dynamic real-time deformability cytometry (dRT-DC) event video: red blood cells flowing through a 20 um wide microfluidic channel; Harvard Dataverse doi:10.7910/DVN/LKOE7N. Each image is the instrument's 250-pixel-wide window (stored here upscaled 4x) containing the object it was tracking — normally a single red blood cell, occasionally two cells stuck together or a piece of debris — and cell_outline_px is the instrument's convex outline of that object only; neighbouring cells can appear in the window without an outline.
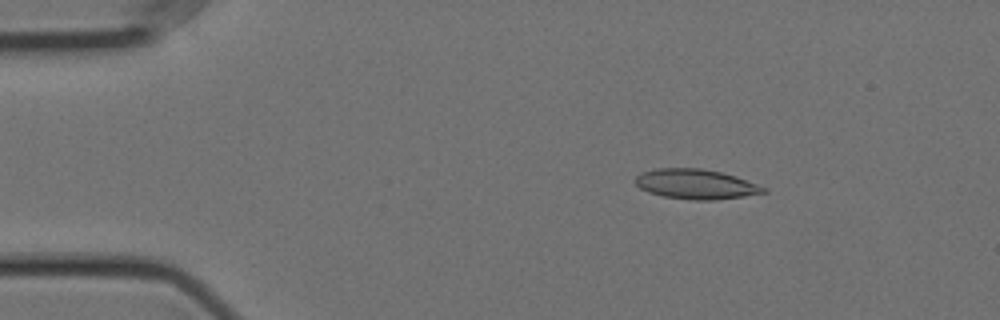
{"species": "Egyptian fruit bat (a non-hibernating species)", "species_latin": "Rousettus aegyptiacus", "temperature_condition": "cold", "stored_images_in_passage": 55, "camera_frame_rate_fps": 3000, "um_per_image_px": 0.085, "animal": {"sex": "female"}, "frame": {"image": 1, "passage_image": 7, "time_ms": 2.0, "image_size_px": [1000, 320], "cell_outline_px": [[768, 192], [744, 196], [716, 200], [692, 200], [664, 196], [648, 192], [640, 188], [632, 180], [640, 172], [656, 168], [700, 168], [720, 172], [736, 176], [768, 188]], "centroid_in_image_um": [59.13, 15.65], "position_along_channel_um": 25.9, "area_um2": 22.48}}
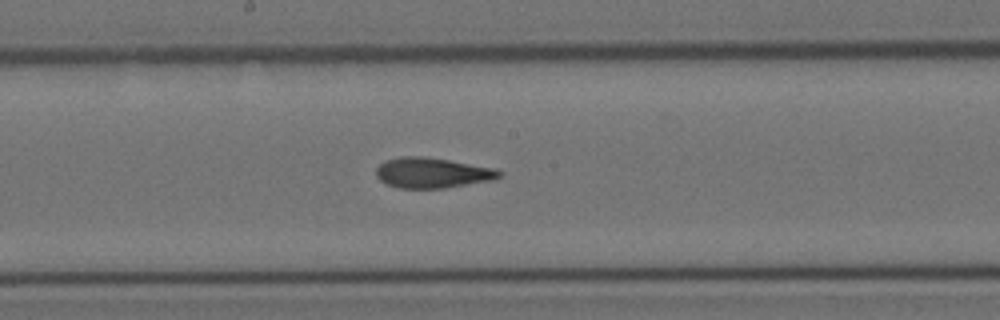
{"frame": {"image": 2, "passage_image": 28, "time_ms": 9.0, "image_size_px": [1000, 320], "cell_outline_px": [[504, 176], [496, 180], [444, 188], [400, 188], [388, 184], [380, 180], [376, 176], [376, 168], [380, 164], [388, 160], [400, 156], [420, 156], [448, 160], [496, 168], [504, 172]], "centroid_in_image_um": [36.82, 14.69], "position_along_channel_um": 211.4, "area_um2": 21.91}}
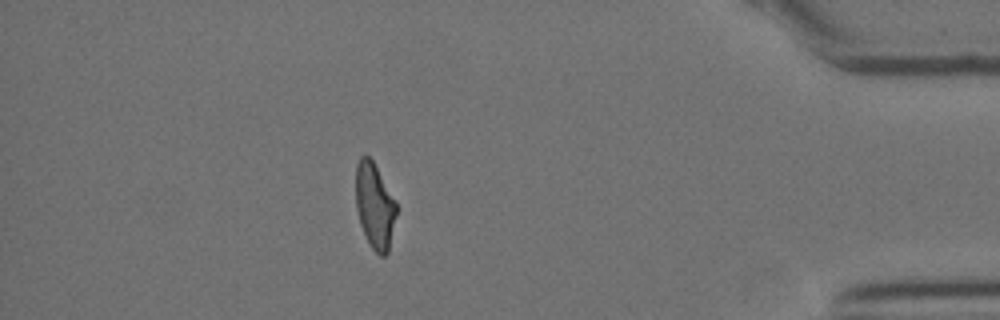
{"frame": {"image": 3, "passage_image": 48, "time_ms": 15.667, "image_size_px": [1000, 320], "cell_outline_px": [[396, 216], [388, 252], [384, 256], [380, 256], [372, 248], [360, 224], [356, 208], [356, 164], [360, 156], [368, 156], [372, 160], [396, 200]], "centroid_in_image_um": [31.85, 17.48], "position_along_channel_um": 403.4, "area_um2": 20.11}, "authors_computed_cell_mechanics": {"area_um2": 21.6172, "velocity_mm_per_s": 3.5498, "shape_relaxation_time_tau1_ms": 9.1064, "shape_relaxation_time_tau2_ms": 2.2418, "deformation_change_tau1": 0.2391, "deformation_change_tau2": 0.1044}}